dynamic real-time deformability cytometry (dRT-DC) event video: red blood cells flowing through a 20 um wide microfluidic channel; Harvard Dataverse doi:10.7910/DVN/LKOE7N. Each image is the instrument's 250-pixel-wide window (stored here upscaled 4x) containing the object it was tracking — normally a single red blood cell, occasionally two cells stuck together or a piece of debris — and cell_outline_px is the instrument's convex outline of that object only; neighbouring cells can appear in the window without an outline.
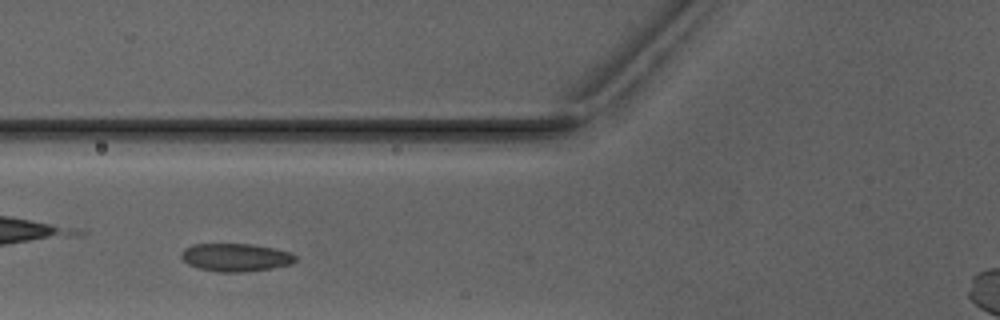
{"species": "Egyptian fruit bat (a non-hibernating species)", "species_latin": "Rousettus aegyptiacus", "temperature_condition": "warm", "stored_images_in_passage": 4, "camera_frame_rate_fps": 3000, "um_per_image_px": 0.085, "animal": {"sex": "male"}, "frame": {"image": 1, "passage_image": 4, "time_ms": 3.667, "image_size_px": [1000, 320], "cell_outline_px": [[296, 260], [292, 264], [272, 268], [244, 272], [220, 272], [200, 268], [188, 264], [180, 256], [184, 248], [192, 244], [252, 244], [292, 252], [296, 256]], "centroid_in_image_um": [20.05, 21.87], "position_along_channel_um": 105.8, "area_um2": 18.61}}